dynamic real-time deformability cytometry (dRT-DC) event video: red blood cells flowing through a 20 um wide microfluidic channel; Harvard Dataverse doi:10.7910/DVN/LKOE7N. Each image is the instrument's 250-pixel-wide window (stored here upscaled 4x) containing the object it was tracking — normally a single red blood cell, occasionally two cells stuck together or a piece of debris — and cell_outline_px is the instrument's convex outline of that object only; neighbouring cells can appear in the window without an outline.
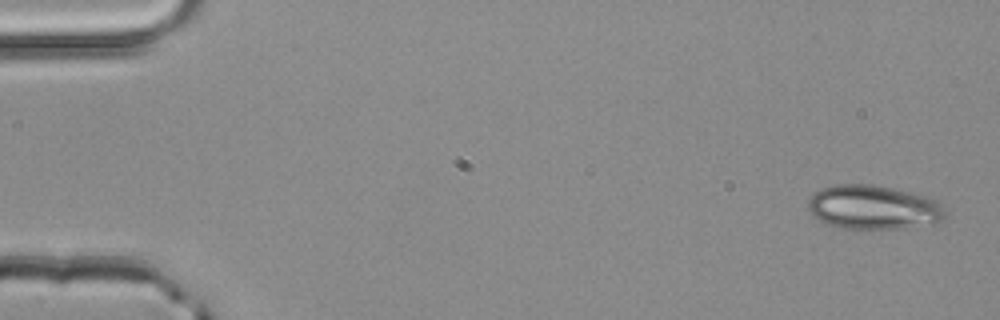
{"species": "common noctule bat (a hibernating species)", "species_latin": "Nyctalus noctula", "temperature_condition": "room temperature", "stored_images_in_passage": 4, "camera_frame_rate_fps": 3000, "um_per_image_px": 0.085, "animal": {"sex": "male", "body_mass_g": 20.4}, "frame": {"image": 1, "passage_image": 1, "time_ms": 0.0, "image_size_px": [1000, 320], "cell_outline_px": [[944, 216], [940, 220], [904, 228], [836, 228], [824, 224], [812, 216], [808, 208], [808, 200], [820, 188], [836, 184], [872, 184], [932, 196], [940, 200], [944, 208]], "centroid_in_image_um": [74.2, 17.6], "position_along_channel_um": 10.8, "area_um2": 35.49}}